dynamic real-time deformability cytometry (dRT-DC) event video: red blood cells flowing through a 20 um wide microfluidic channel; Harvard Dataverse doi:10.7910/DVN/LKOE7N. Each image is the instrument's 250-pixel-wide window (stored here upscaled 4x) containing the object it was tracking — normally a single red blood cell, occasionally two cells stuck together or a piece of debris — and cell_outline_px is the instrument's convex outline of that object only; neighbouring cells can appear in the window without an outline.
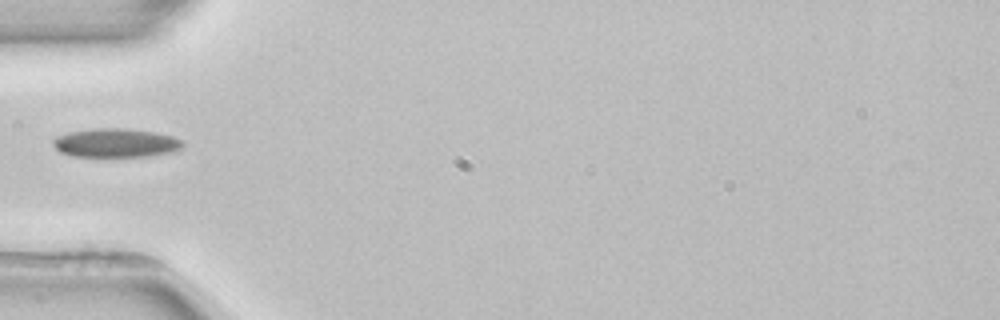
{"species": "common noctule bat (a hibernating species)", "species_latin": "Nyctalus noctula", "temperature_condition": "room temperature", "stored_images_in_passage": 5, "camera_frame_rate_fps": 3000, "um_per_image_px": 0.085, "animal": {"sex": "female", "body_mass_g": 22.7, "forearm_length_mm": 54.2}, "frame": {"image": 1, "passage_image": 5, "time_ms": 5.333, "image_size_px": [1000, 320], "cell_outline_px": [[184, 148], [172, 152], [144, 156], [72, 156], [60, 152], [52, 144], [52, 140], [56, 136], [68, 132], [96, 128], [128, 128], [156, 132], [172, 136], [184, 140]], "centroid_in_image_um": [9.86, 12.13], "position_along_channel_um": 75.1, "area_um2": 21.96}}